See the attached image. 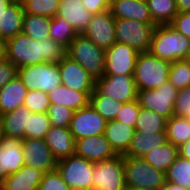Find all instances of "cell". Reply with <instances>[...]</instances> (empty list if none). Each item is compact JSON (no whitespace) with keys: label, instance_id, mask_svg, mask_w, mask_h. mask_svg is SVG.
Masks as SVG:
<instances>
[{"label":"cell","instance_id":"6da1fadb","mask_svg":"<svg viewBox=\"0 0 190 190\" xmlns=\"http://www.w3.org/2000/svg\"><path fill=\"white\" fill-rule=\"evenodd\" d=\"M66 56V48L47 38L36 41L23 32L5 41V58L17 68L43 62L59 63Z\"/></svg>","mask_w":190,"mask_h":190},{"label":"cell","instance_id":"7a4b0ae2","mask_svg":"<svg viewBox=\"0 0 190 190\" xmlns=\"http://www.w3.org/2000/svg\"><path fill=\"white\" fill-rule=\"evenodd\" d=\"M148 51L169 62L187 59L190 53V39L171 24L156 25Z\"/></svg>","mask_w":190,"mask_h":190},{"label":"cell","instance_id":"3957f363","mask_svg":"<svg viewBox=\"0 0 190 190\" xmlns=\"http://www.w3.org/2000/svg\"><path fill=\"white\" fill-rule=\"evenodd\" d=\"M66 55L78 62L95 80L105 72V51L83 34H78L66 48Z\"/></svg>","mask_w":190,"mask_h":190},{"label":"cell","instance_id":"277c9868","mask_svg":"<svg viewBox=\"0 0 190 190\" xmlns=\"http://www.w3.org/2000/svg\"><path fill=\"white\" fill-rule=\"evenodd\" d=\"M171 62L159 59L149 51L139 53L134 81L138 90H151L158 88L168 81Z\"/></svg>","mask_w":190,"mask_h":190},{"label":"cell","instance_id":"5b68a950","mask_svg":"<svg viewBox=\"0 0 190 190\" xmlns=\"http://www.w3.org/2000/svg\"><path fill=\"white\" fill-rule=\"evenodd\" d=\"M126 187L160 190L166 182L165 172L146 162L142 157L123 155Z\"/></svg>","mask_w":190,"mask_h":190},{"label":"cell","instance_id":"8992f818","mask_svg":"<svg viewBox=\"0 0 190 190\" xmlns=\"http://www.w3.org/2000/svg\"><path fill=\"white\" fill-rule=\"evenodd\" d=\"M155 23H143L132 19L115 18V34L119 43L131 46L139 53L149 50Z\"/></svg>","mask_w":190,"mask_h":190},{"label":"cell","instance_id":"52a82bcc","mask_svg":"<svg viewBox=\"0 0 190 190\" xmlns=\"http://www.w3.org/2000/svg\"><path fill=\"white\" fill-rule=\"evenodd\" d=\"M18 76L27 90H40L45 93L62 84L58 63H39L18 68Z\"/></svg>","mask_w":190,"mask_h":190},{"label":"cell","instance_id":"ba28073f","mask_svg":"<svg viewBox=\"0 0 190 190\" xmlns=\"http://www.w3.org/2000/svg\"><path fill=\"white\" fill-rule=\"evenodd\" d=\"M93 167L94 162L74 154L57 161L56 170L72 190H85L93 186Z\"/></svg>","mask_w":190,"mask_h":190},{"label":"cell","instance_id":"9c48e42d","mask_svg":"<svg viewBox=\"0 0 190 190\" xmlns=\"http://www.w3.org/2000/svg\"><path fill=\"white\" fill-rule=\"evenodd\" d=\"M178 94L169 80L151 90H138L137 100L142 108L154 111L167 120L174 115V102Z\"/></svg>","mask_w":190,"mask_h":190},{"label":"cell","instance_id":"30bf717a","mask_svg":"<svg viewBox=\"0 0 190 190\" xmlns=\"http://www.w3.org/2000/svg\"><path fill=\"white\" fill-rule=\"evenodd\" d=\"M92 182L101 190H126L123 155L95 162Z\"/></svg>","mask_w":190,"mask_h":190},{"label":"cell","instance_id":"8fae6325","mask_svg":"<svg viewBox=\"0 0 190 190\" xmlns=\"http://www.w3.org/2000/svg\"><path fill=\"white\" fill-rule=\"evenodd\" d=\"M95 89L106 97H111L120 103L137 100L138 89L134 75H104L95 80Z\"/></svg>","mask_w":190,"mask_h":190},{"label":"cell","instance_id":"7c38bea8","mask_svg":"<svg viewBox=\"0 0 190 190\" xmlns=\"http://www.w3.org/2000/svg\"><path fill=\"white\" fill-rule=\"evenodd\" d=\"M139 52L119 42L105 51L104 75H134Z\"/></svg>","mask_w":190,"mask_h":190},{"label":"cell","instance_id":"4fadbf2b","mask_svg":"<svg viewBox=\"0 0 190 190\" xmlns=\"http://www.w3.org/2000/svg\"><path fill=\"white\" fill-rule=\"evenodd\" d=\"M107 121L89 103L73 113L70 131L74 140L104 134Z\"/></svg>","mask_w":190,"mask_h":190},{"label":"cell","instance_id":"5bb4252c","mask_svg":"<svg viewBox=\"0 0 190 190\" xmlns=\"http://www.w3.org/2000/svg\"><path fill=\"white\" fill-rule=\"evenodd\" d=\"M83 35L104 51L117 42L115 18L112 16L110 9L98 14H92L89 25Z\"/></svg>","mask_w":190,"mask_h":190},{"label":"cell","instance_id":"9a60e30c","mask_svg":"<svg viewBox=\"0 0 190 190\" xmlns=\"http://www.w3.org/2000/svg\"><path fill=\"white\" fill-rule=\"evenodd\" d=\"M24 163L27 166L51 172L56 170L57 160L44 139H23L22 142Z\"/></svg>","mask_w":190,"mask_h":190},{"label":"cell","instance_id":"2e32d148","mask_svg":"<svg viewBox=\"0 0 190 190\" xmlns=\"http://www.w3.org/2000/svg\"><path fill=\"white\" fill-rule=\"evenodd\" d=\"M62 85L76 91H94L95 79L67 55L58 63Z\"/></svg>","mask_w":190,"mask_h":190},{"label":"cell","instance_id":"e0dca14e","mask_svg":"<svg viewBox=\"0 0 190 190\" xmlns=\"http://www.w3.org/2000/svg\"><path fill=\"white\" fill-rule=\"evenodd\" d=\"M22 142L23 139L0 134V182L25 165Z\"/></svg>","mask_w":190,"mask_h":190},{"label":"cell","instance_id":"ac0fdd59","mask_svg":"<svg viewBox=\"0 0 190 190\" xmlns=\"http://www.w3.org/2000/svg\"><path fill=\"white\" fill-rule=\"evenodd\" d=\"M75 154L94 163L117 155L104 134L76 139Z\"/></svg>","mask_w":190,"mask_h":190},{"label":"cell","instance_id":"d6986e66","mask_svg":"<svg viewBox=\"0 0 190 190\" xmlns=\"http://www.w3.org/2000/svg\"><path fill=\"white\" fill-rule=\"evenodd\" d=\"M57 161L75 154V140L69 127H50L44 138Z\"/></svg>","mask_w":190,"mask_h":190},{"label":"cell","instance_id":"ffe728a7","mask_svg":"<svg viewBox=\"0 0 190 190\" xmlns=\"http://www.w3.org/2000/svg\"><path fill=\"white\" fill-rule=\"evenodd\" d=\"M44 171L24 165L0 182L4 190H38Z\"/></svg>","mask_w":190,"mask_h":190},{"label":"cell","instance_id":"44dd1931","mask_svg":"<svg viewBox=\"0 0 190 190\" xmlns=\"http://www.w3.org/2000/svg\"><path fill=\"white\" fill-rule=\"evenodd\" d=\"M57 16L66 19L77 34H83L92 14L87 11L82 0H60Z\"/></svg>","mask_w":190,"mask_h":190},{"label":"cell","instance_id":"7402d4cb","mask_svg":"<svg viewBox=\"0 0 190 190\" xmlns=\"http://www.w3.org/2000/svg\"><path fill=\"white\" fill-rule=\"evenodd\" d=\"M110 11L114 18L154 23L146 0H111Z\"/></svg>","mask_w":190,"mask_h":190},{"label":"cell","instance_id":"603a6c76","mask_svg":"<svg viewBox=\"0 0 190 190\" xmlns=\"http://www.w3.org/2000/svg\"><path fill=\"white\" fill-rule=\"evenodd\" d=\"M32 112L24 106L1 115L0 134L25 139V129H28L29 116Z\"/></svg>","mask_w":190,"mask_h":190},{"label":"cell","instance_id":"cb8c5ba5","mask_svg":"<svg viewBox=\"0 0 190 190\" xmlns=\"http://www.w3.org/2000/svg\"><path fill=\"white\" fill-rule=\"evenodd\" d=\"M135 127L112 120L107 121L104 135L117 155H125L135 134Z\"/></svg>","mask_w":190,"mask_h":190},{"label":"cell","instance_id":"d4e9b609","mask_svg":"<svg viewBox=\"0 0 190 190\" xmlns=\"http://www.w3.org/2000/svg\"><path fill=\"white\" fill-rule=\"evenodd\" d=\"M92 92L93 91H76L61 84L48 92V97L50 104L64 105L75 112L89 104Z\"/></svg>","mask_w":190,"mask_h":190},{"label":"cell","instance_id":"484cf974","mask_svg":"<svg viewBox=\"0 0 190 190\" xmlns=\"http://www.w3.org/2000/svg\"><path fill=\"white\" fill-rule=\"evenodd\" d=\"M27 91V87L22 83L19 76L5 84L0 89L1 115L23 106Z\"/></svg>","mask_w":190,"mask_h":190},{"label":"cell","instance_id":"4316f807","mask_svg":"<svg viewBox=\"0 0 190 190\" xmlns=\"http://www.w3.org/2000/svg\"><path fill=\"white\" fill-rule=\"evenodd\" d=\"M167 142L166 132L145 133L135 131L128 152L124 156L142 157Z\"/></svg>","mask_w":190,"mask_h":190},{"label":"cell","instance_id":"83f0119b","mask_svg":"<svg viewBox=\"0 0 190 190\" xmlns=\"http://www.w3.org/2000/svg\"><path fill=\"white\" fill-rule=\"evenodd\" d=\"M23 5L10 4L0 16V39L6 41L23 29Z\"/></svg>","mask_w":190,"mask_h":190},{"label":"cell","instance_id":"f1b7e54d","mask_svg":"<svg viewBox=\"0 0 190 190\" xmlns=\"http://www.w3.org/2000/svg\"><path fill=\"white\" fill-rule=\"evenodd\" d=\"M179 156V147L170 142L146 153L142 158L154 168L166 173Z\"/></svg>","mask_w":190,"mask_h":190},{"label":"cell","instance_id":"f546056e","mask_svg":"<svg viewBox=\"0 0 190 190\" xmlns=\"http://www.w3.org/2000/svg\"><path fill=\"white\" fill-rule=\"evenodd\" d=\"M167 142L180 147L190 140V119L173 115L166 122Z\"/></svg>","mask_w":190,"mask_h":190},{"label":"cell","instance_id":"4dcf8cb0","mask_svg":"<svg viewBox=\"0 0 190 190\" xmlns=\"http://www.w3.org/2000/svg\"><path fill=\"white\" fill-rule=\"evenodd\" d=\"M146 2L156 25L171 24L178 14L175 0H146Z\"/></svg>","mask_w":190,"mask_h":190},{"label":"cell","instance_id":"1f68e13d","mask_svg":"<svg viewBox=\"0 0 190 190\" xmlns=\"http://www.w3.org/2000/svg\"><path fill=\"white\" fill-rule=\"evenodd\" d=\"M51 18L42 15L25 14L22 32L36 41L49 37Z\"/></svg>","mask_w":190,"mask_h":190},{"label":"cell","instance_id":"d6a6232c","mask_svg":"<svg viewBox=\"0 0 190 190\" xmlns=\"http://www.w3.org/2000/svg\"><path fill=\"white\" fill-rule=\"evenodd\" d=\"M89 103L106 121L115 120L122 106L119 101L101 95L96 89L90 95Z\"/></svg>","mask_w":190,"mask_h":190},{"label":"cell","instance_id":"836d02e7","mask_svg":"<svg viewBox=\"0 0 190 190\" xmlns=\"http://www.w3.org/2000/svg\"><path fill=\"white\" fill-rule=\"evenodd\" d=\"M75 29L63 17L55 15L51 18L50 39L67 48L77 36Z\"/></svg>","mask_w":190,"mask_h":190},{"label":"cell","instance_id":"e575fe53","mask_svg":"<svg viewBox=\"0 0 190 190\" xmlns=\"http://www.w3.org/2000/svg\"><path fill=\"white\" fill-rule=\"evenodd\" d=\"M166 122L163 116L141 107L135 129L145 133L166 132Z\"/></svg>","mask_w":190,"mask_h":190},{"label":"cell","instance_id":"d590c367","mask_svg":"<svg viewBox=\"0 0 190 190\" xmlns=\"http://www.w3.org/2000/svg\"><path fill=\"white\" fill-rule=\"evenodd\" d=\"M165 175L167 182L190 189V160L179 155Z\"/></svg>","mask_w":190,"mask_h":190},{"label":"cell","instance_id":"8d00e7d4","mask_svg":"<svg viewBox=\"0 0 190 190\" xmlns=\"http://www.w3.org/2000/svg\"><path fill=\"white\" fill-rule=\"evenodd\" d=\"M168 80L178 90L190 86V63L187 59L171 62Z\"/></svg>","mask_w":190,"mask_h":190},{"label":"cell","instance_id":"74e56055","mask_svg":"<svg viewBox=\"0 0 190 190\" xmlns=\"http://www.w3.org/2000/svg\"><path fill=\"white\" fill-rule=\"evenodd\" d=\"M50 127V119L47 113H32L29 116L28 129H25V138L44 139Z\"/></svg>","mask_w":190,"mask_h":190},{"label":"cell","instance_id":"f35d334b","mask_svg":"<svg viewBox=\"0 0 190 190\" xmlns=\"http://www.w3.org/2000/svg\"><path fill=\"white\" fill-rule=\"evenodd\" d=\"M60 0H25L23 9L25 14L42 15L49 18L57 15Z\"/></svg>","mask_w":190,"mask_h":190},{"label":"cell","instance_id":"ab89813d","mask_svg":"<svg viewBox=\"0 0 190 190\" xmlns=\"http://www.w3.org/2000/svg\"><path fill=\"white\" fill-rule=\"evenodd\" d=\"M50 105L48 93L40 90H28L23 104L32 113H47Z\"/></svg>","mask_w":190,"mask_h":190},{"label":"cell","instance_id":"60d3db41","mask_svg":"<svg viewBox=\"0 0 190 190\" xmlns=\"http://www.w3.org/2000/svg\"><path fill=\"white\" fill-rule=\"evenodd\" d=\"M73 113V110L58 104H51L47 112L50 124L56 127H70Z\"/></svg>","mask_w":190,"mask_h":190},{"label":"cell","instance_id":"b9f144b4","mask_svg":"<svg viewBox=\"0 0 190 190\" xmlns=\"http://www.w3.org/2000/svg\"><path fill=\"white\" fill-rule=\"evenodd\" d=\"M140 109L141 106L139 105L138 100H134L129 103H122L121 109L115 120L123 122L128 126L135 127Z\"/></svg>","mask_w":190,"mask_h":190},{"label":"cell","instance_id":"7bdbcfd3","mask_svg":"<svg viewBox=\"0 0 190 190\" xmlns=\"http://www.w3.org/2000/svg\"><path fill=\"white\" fill-rule=\"evenodd\" d=\"M38 190H72L62 179L57 170L46 172Z\"/></svg>","mask_w":190,"mask_h":190},{"label":"cell","instance_id":"ee69618b","mask_svg":"<svg viewBox=\"0 0 190 190\" xmlns=\"http://www.w3.org/2000/svg\"><path fill=\"white\" fill-rule=\"evenodd\" d=\"M174 115L189 117L190 115V86L179 89L174 102Z\"/></svg>","mask_w":190,"mask_h":190},{"label":"cell","instance_id":"f6af8a7d","mask_svg":"<svg viewBox=\"0 0 190 190\" xmlns=\"http://www.w3.org/2000/svg\"><path fill=\"white\" fill-rule=\"evenodd\" d=\"M16 76H18V68L12 62L4 58L0 62V89Z\"/></svg>","mask_w":190,"mask_h":190},{"label":"cell","instance_id":"bcb514c9","mask_svg":"<svg viewBox=\"0 0 190 190\" xmlns=\"http://www.w3.org/2000/svg\"><path fill=\"white\" fill-rule=\"evenodd\" d=\"M171 25L185 37L190 39V11L178 13Z\"/></svg>","mask_w":190,"mask_h":190},{"label":"cell","instance_id":"7dc6e473","mask_svg":"<svg viewBox=\"0 0 190 190\" xmlns=\"http://www.w3.org/2000/svg\"><path fill=\"white\" fill-rule=\"evenodd\" d=\"M83 5L91 14H98L110 9L111 0H82Z\"/></svg>","mask_w":190,"mask_h":190},{"label":"cell","instance_id":"c3c4849f","mask_svg":"<svg viewBox=\"0 0 190 190\" xmlns=\"http://www.w3.org/2000/svg\"><path fill=\"white\" fill-rule=\"evenodd\" d=\"M178 13L190 11V0H175Z\"/></svg>","mask_w":190,"mask_h":190},{"label":"cell","instance_id":"681fc988","mask_svg":"<svg viewBox=\"0 0 190 190\" xmlns=\"http://www.w3.org/2000/svg\"><path fill=\"white\" fill-rule=\"evenodd\" d=\"M179 155L182 158L190 160V140L179 147Z\"/></svg>","mask_w":190,"mask_h":190},{"label":"cell","instance_id":"f907efd6","mask_svg":"<svg viewBox=\"0 0 190 190\" xmlns=\"http://www.w3.org/2000/svg\"><path fill=\"white\" fill-rule=\"evenodd\" d=\"M160 190H190V189L166 181Z\"/></svg>","mask_w":190,"mask_h":190},{"label":"cell","instance_id":"816d5d0a","mask_svg":"<svg viewBox=\"0 0 190 190\" xmlns=\"http://www.w3.org/2000/svg\"><path fill=\"white\" fill-rule=\"evenodd\" d=\"M5 58V41L0 39V62Z\"/></svg>","mask_w":190,"mask_h":190},{"label":"cell","instance_id":"f5cc1de1","mask_svg":"<svg viewBox=\"0 0 190 190\" xmlns=\"http://www.w3.org/2000/svg\"><path fill=\"white\" fill-rule=\"evenodd\" d=\"M10 5L9 2H7L6 0H0V16L2 15V13L4 12V10Z\"/></svg>","mask_w":190,"mask_h":190},{"label":"cell","instance_id":"db71d44e","mask_svg":"<svg viewBox=\"0 0 190 190\" xmlns=\"http://www.w3.org/2000/svg\"><path fill=\"white\" fill-rule=\"evenodd\" d=\"M10 4H17V5H23L25 0H6Z\"/></svg>","mask_w":190,"mask_h":190},{"label":"cell","instance_id":"11a10c76","mask_svg":"<svg viewBox=\"0 0 190 190\" xmlns=\"http://www.w3.org/2000/svg\"><path fill=\"white\" fill-rule=\"evenodd\" d=\"M126 190H149L146 188L126 187Z\"/></svg>","mask_w":190,"mask_h":190},{"label":"cell","instance_id":"9f6ffc18","mask_svg":"<svg viewBox=\"0 0 190 190\" xmlns=\"http://www.w3.org/2000/svg\"><path fill=\"white\" fill-rule=\"evenodd\" d=\"M85 190H101V189L98 187L92 186V187H89L88 189H85Z\"/></svg>","mask_w":190,"mask_h":190},{"label":"cell","instance_id":"6f0895ef","mask_svg":"<svg viewBox=\"0 0 190 190\" xmlns=\"http://www.w3.org/2000/svg\"><path fill=\"white\" fill-rule=\"evenodd\" d=\"M187 60H188V62L190 63V53H189V56H188Z\"/></svg>","mask_w":190,"mask_h":190}]
</instances>
